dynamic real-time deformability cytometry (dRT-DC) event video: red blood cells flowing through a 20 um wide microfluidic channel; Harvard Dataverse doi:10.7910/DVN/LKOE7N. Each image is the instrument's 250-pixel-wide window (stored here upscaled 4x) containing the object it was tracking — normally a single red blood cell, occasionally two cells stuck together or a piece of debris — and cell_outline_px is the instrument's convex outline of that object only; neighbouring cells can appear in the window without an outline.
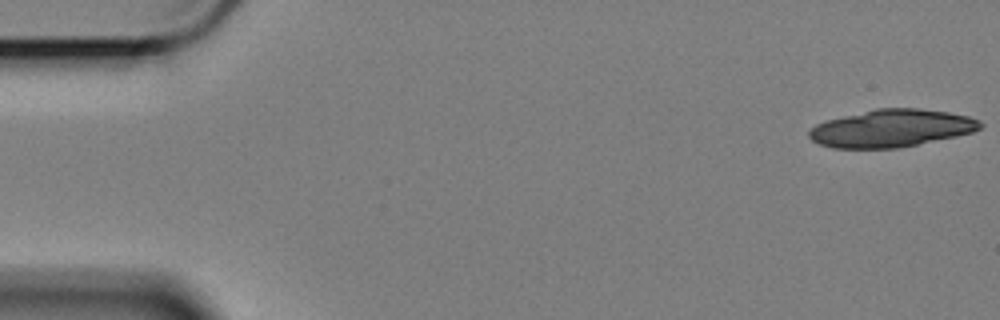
{"species": "Egyptian fruit bat (a non-hibernating species)", "species_latin": "Rousettus aegyptiacus", "temperature_condition": "cold", "stored_images_in_passage": 18, "camera_frame_rate_fps": 3000, "um_per_image_px": 0.085, "animal": {"sex": "female"}, "frame": {"image": 1, "passage_image": 1, "time_ms": 0.0, "image_size_px": [1000, 320], "cell_outline_px": [[984, 124], [980, 128], [972, 132], [956, 136], [896, 148], [832, 148], [820, 144], [812, 140], [808, 136], [808, 132], [816, 124], [824, 120], [876, 108], [920, 108], [948, 112], [968, 116], [980, 120]], "centroid_in_image_um": [75.75, 10.89], "position_along_channel_um": 9.2, "area_um2": 37.4}}